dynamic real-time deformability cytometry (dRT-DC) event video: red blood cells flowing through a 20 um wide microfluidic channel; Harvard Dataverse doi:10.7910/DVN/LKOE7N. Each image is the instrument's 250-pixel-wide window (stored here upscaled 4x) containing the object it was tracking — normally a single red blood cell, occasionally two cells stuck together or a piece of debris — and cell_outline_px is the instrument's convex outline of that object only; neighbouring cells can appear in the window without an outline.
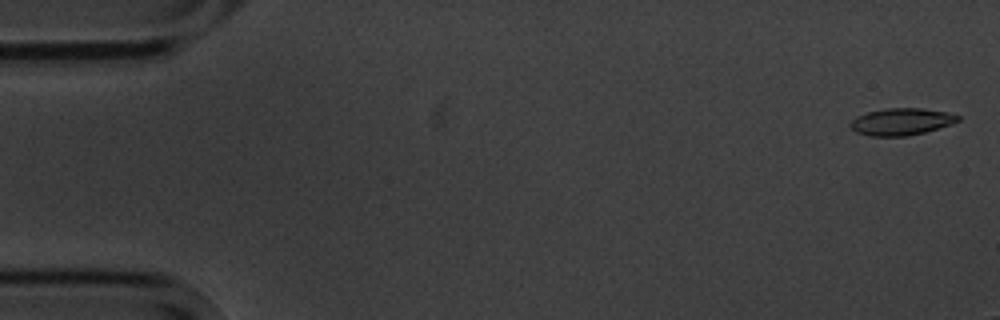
{"species": "common noctule bat (a hibernating species)", "species_latin": "Nyctalus noctula", "temperature_condition": "cold", "stored_images_in_passage": 4, "camera_frame_rate_fps": 3000, "um_per_image_px": 0.085, "animal": {"sex": "male", "body_mass_g": 20.1, "forearm_length_mm": 53.5}, "frame": {"image": 1, "passage_image": 1, "time_ms": 0.0, "image_size_px": [1000, 320], "cell_outline_px": [[960, 120], [952, 124], [924, 132], [908, 136], [868, 136], [856, 132], [848, 124], [856, 116], [868, 112], [888, 108], [924, 108], [948, 112], [960, 116]], "centroid_in_image_um": [76.62, 10.34], "position_along_channel_um": 8.4, "area_um2": 16.99}}